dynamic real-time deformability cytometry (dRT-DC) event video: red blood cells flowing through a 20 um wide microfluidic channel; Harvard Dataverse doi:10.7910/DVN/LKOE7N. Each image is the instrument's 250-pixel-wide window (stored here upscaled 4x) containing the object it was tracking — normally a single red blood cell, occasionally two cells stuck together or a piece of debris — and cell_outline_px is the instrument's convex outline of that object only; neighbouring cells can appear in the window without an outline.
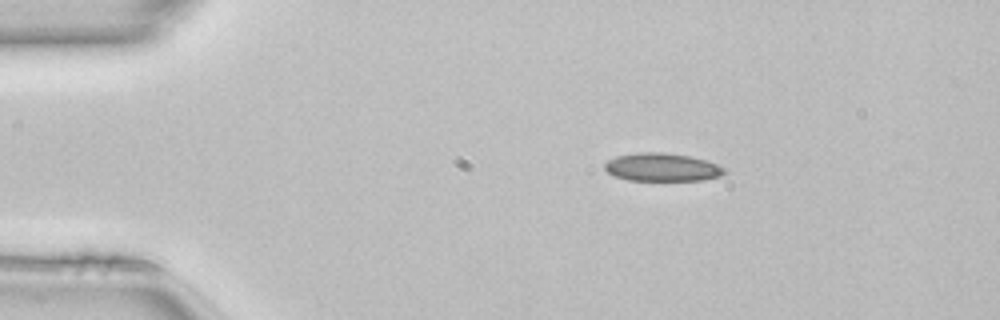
{"species": "common noctule bat (a hibernating species)", "species_latin": "Nyctalus noctula", "temperature_condition": "room temperature", "stored_images_in_passage": 42, "camera_frame_rate_fps": 3000, "um_per_image_px": 0.085, "animal": {"sex": "female", "body_mass_g": 22.7, "forearm_length_mm": 54.2}, "frame": {"image": 1, "passage_image": 1, "time_ms": 0.0, "image_size_px": [1000, 320], "cell_outline_px": [[728, 172], [720, 176], [700, 180], [628, 180], [616, 176], [608, 172], [604, 168], [604, 164], [608, 160], [616, 156], [636, 152], [664, 152], [688, 156], [704, 160], [716, 164], [724, 168]], "centroid_in_image_um": [56.26, 14.21], "position_along_channel_um": 28.7, "area_um2": 19.48}}
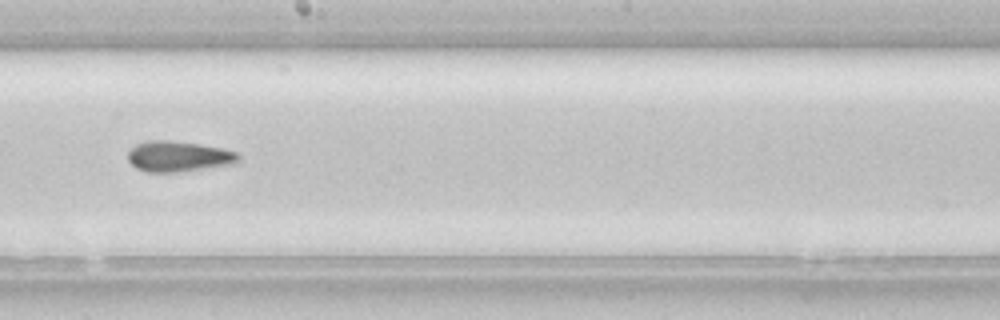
{"frame": {"image": 2, "passage_image": 20, "time_ms": 6.333, "image_size_px": [1000, 320], "cell_outline_px": [[240, 160], [236, 164], [180, 172], [148, 172], [136, 168], [128, 160], [128, 152], [136, 144], [148, 140], [168, 140], [196, 144], [220, 148], [236, 152], [240, 156]], "centroid_in_image_um": [15.18, 13.31], "position_along_channel_um": 233.0, "area_um2": 19.71}}
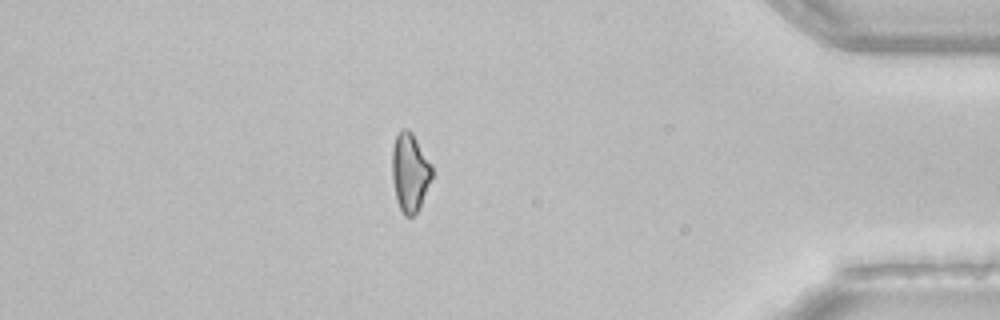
{"frame": {"image": 3, "passage_image": 35, "time_ms": 11.333, "image_size_px": [1000, 320], "cell_outline_px": [[432, 176], [420, 204], [416, 212], [412, 216], [404, 216], [400, 208], [396, 196], [392, 180], [392, 148], [396, 136], [400, 128], [408, 128], [412, 132], [432, 164]], "centroid_in_image_um": [34.83, 14.58], "position_along_channel_um": 400.4, "area_um2": 18.09}, "authors_computed_cell_mechanics": {"area_um2": 19.4208, "velocity_mm_per_s": 4.1434, "shape_relaxation_time_tau1_ms": null, "shape_relaxation_time_tau2_ms": 6.3658, "deformation_change_tau1": null, "deformation_change_tau2": 0.1395}}